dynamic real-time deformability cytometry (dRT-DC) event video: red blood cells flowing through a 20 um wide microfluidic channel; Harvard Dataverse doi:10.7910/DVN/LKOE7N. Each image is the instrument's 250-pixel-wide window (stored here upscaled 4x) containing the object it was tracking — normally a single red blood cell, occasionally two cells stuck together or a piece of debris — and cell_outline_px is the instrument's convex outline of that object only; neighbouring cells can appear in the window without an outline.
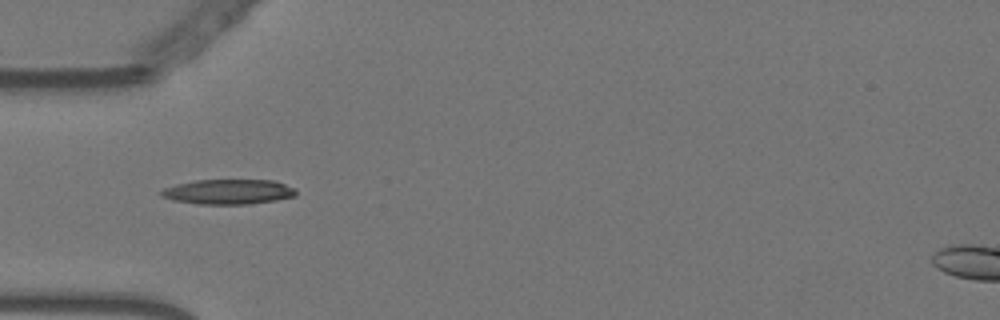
{"species": "Egyptian fruit bat (a non-hibernating species)", "species_latin": "Rousettus aegyptiacus", "temperature_condition": "warm", "stored_images_in_passage": 40, "camera_frame_rate_fps": 3000, "um_per_image_px": 0.085, "animal": {"sex": "female"}, "frame": {"image": 1, "passage_image": 1, "time_ms": 0.0, "image_size_px": [1000, 320], "cell_outline_px": [[296, 196], [276, 200], [248, 204], [200, 204], [176, 200], [160, 196], [160, 192], [164, 188], [176, 184], [196, 180], [272, 180], [296, 188]], "centroid_in_image_um": [19.43, 16.3], "position_along_channel_um": 65.6, "area_um2": 19.48}}
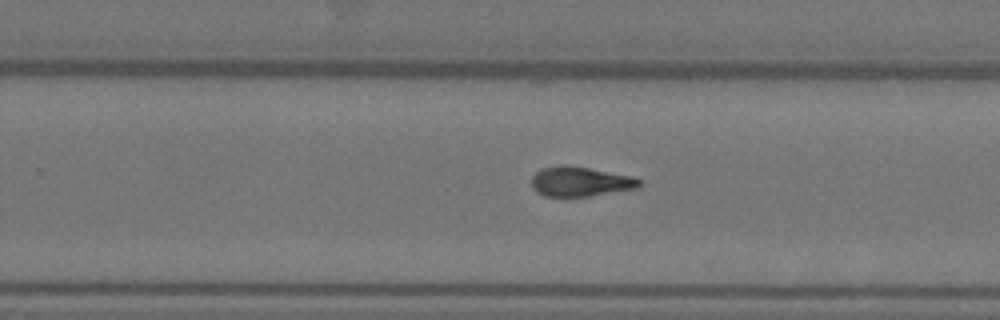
{"frame": {"image": 2, "passage_image": 19, "time_ms": 6.0, "image_size_px": [1000, 320], "cell_outline_px": [[640, 188], [588, 196], [544, 196], [536, 192], [532, 188], [532, 176], [540, 168], [564, 164], [568, 164], [632, 176], [640, 180]], "centroid_in_image_um": [49.3, 15.42], "position_along_channel_um": 280.5, "area_um2": 18.79}}
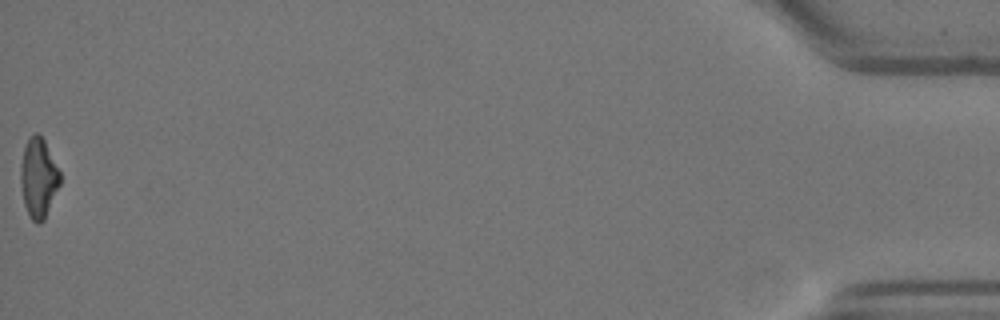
{"frame": {"image": 3, "passage_image": 40, "time_ms": 13.0, "image_size_px": [1000, 320], "cell_outline_px": [[60, 184], [44, 220], [40, 224], [36, 224], [32, 220], [24, 204], [20, 180], [20, 168], [24, 148], [28, 140], [36, 132], [44, 140], [60, 172]], "centroid_in_image_um": [3.27, 15.16], "position_along_channel_um": 431.9, "area_um2": 17.98}, "authors_computed_cell_mechanics": {"area_um2": 18.8139, "velocity_mm_per_s": 3.582, "shape_relaxation_time_tau1_ms": 7.434, "shape_relaxation_time_tau2_ms": 3.1073, "deformation_change_tau1": 0.2096, "deformation_change_tau2": 0.1137}}